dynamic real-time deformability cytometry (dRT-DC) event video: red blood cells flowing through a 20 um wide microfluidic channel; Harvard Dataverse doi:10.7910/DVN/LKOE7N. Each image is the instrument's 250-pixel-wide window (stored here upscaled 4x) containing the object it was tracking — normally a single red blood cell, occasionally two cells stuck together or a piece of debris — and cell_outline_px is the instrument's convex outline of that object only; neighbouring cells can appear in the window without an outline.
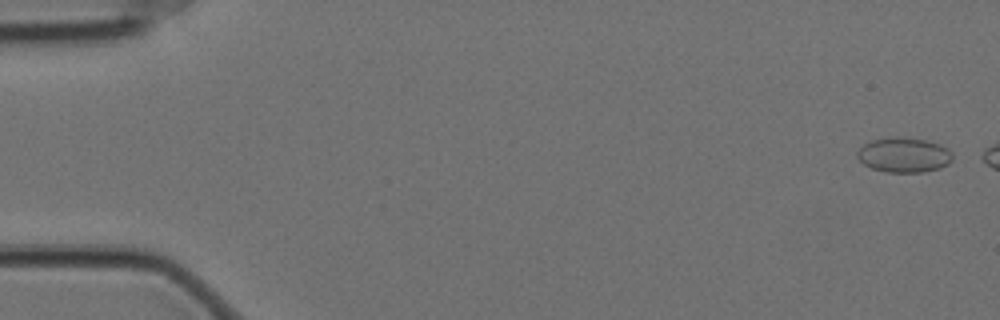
{"species": "Egyptian fruit bat (a non-hibernating species)", "species_latin": "Rousettus aegyptiacus", "temperature_condition": "cold", "stored_images_in_passage": 8, "camera_frame_rate_fps": 3000, "um_per_image_px": 0.085, "animal": {"sex": "female"}, "frame": {"image": 1, "passage_image": 2, "time_ms": 0.333, "image_size_px": [1000, 320], "cell_outline_px": [[952, 160], [948, 164], [940, 168], [924, 172], [884, 172], [872, 168], [864, 164], [856, 156], [856, 152], [864, 144], [872, 140], [896, 136], [900, 136], [928, 140], [940, 144], [948, 148], [952, 152]], "centroid_in_image_um": [76.85, 13.16], "position_along_channel_um": 8.2, "area_um2": 19.59}}